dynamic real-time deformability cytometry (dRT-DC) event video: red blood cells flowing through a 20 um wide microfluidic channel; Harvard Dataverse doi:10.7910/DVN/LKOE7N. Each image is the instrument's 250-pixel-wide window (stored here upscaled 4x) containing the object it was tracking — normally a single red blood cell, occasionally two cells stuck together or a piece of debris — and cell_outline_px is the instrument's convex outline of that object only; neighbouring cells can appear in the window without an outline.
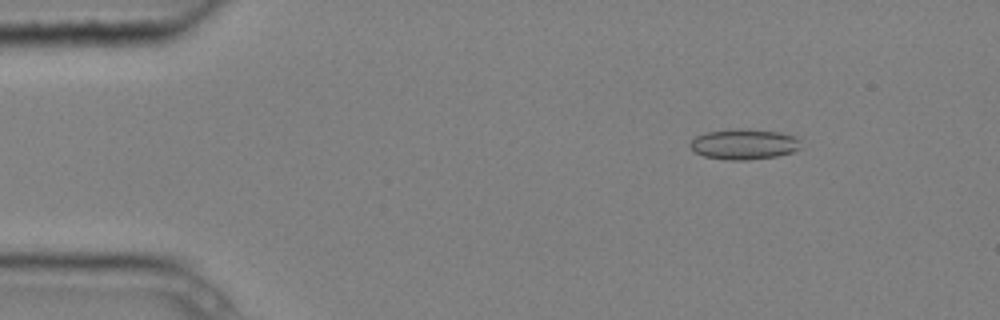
{"species": "common noctule bat (a hibernating species)", "species_latin": "Nyctalus noctula", "temperature_condition": "cold", "stored_images_in_passage": 12, "camera_frame_rate_fps": 3000, "um_per_image_px": 0.085, "animal": {"sex": "male", "body_mass_g": 20.4}, "frame": {"image": 1, "passage_image": 1, "time_ms": 0.0, "image_size_px": [1000, 320], "cell_outline_px": [[800, 148], [792, 152], [776, 156], [748, 160], [728, 160], [704, 156], [696, 152], [688, 144], [696, 136], [708, 132], [736, 128], [748, 128], [780, 132], [796, 136], [800, 140]], "centroid_in_image_um": [63.27, 12.24], "position_along_channel_um": 21.7, "area_um2": 19.77}}
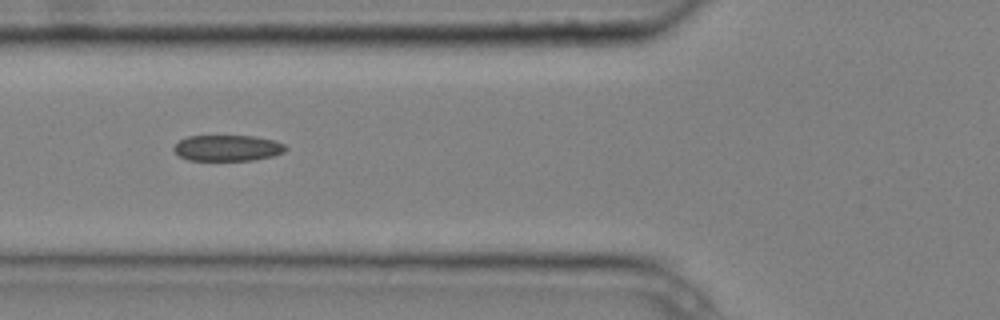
{"frame": {"image": 2, "passage_image": 4, "time_ms": 1.0, "image_size_px": [1000, 320], "cell_outline_px": [[288, 148], [284, 152], [272, 156], [256, 160], [188, 160], [180, 156], [172, 148], [180, 140], [188, 136], [252, 136], [276, 140], [284, 144]], "centroid_in_image_um": [19.37, 12.58], "position_along_channel_um": 106.4, "area_um2": 16.94}}
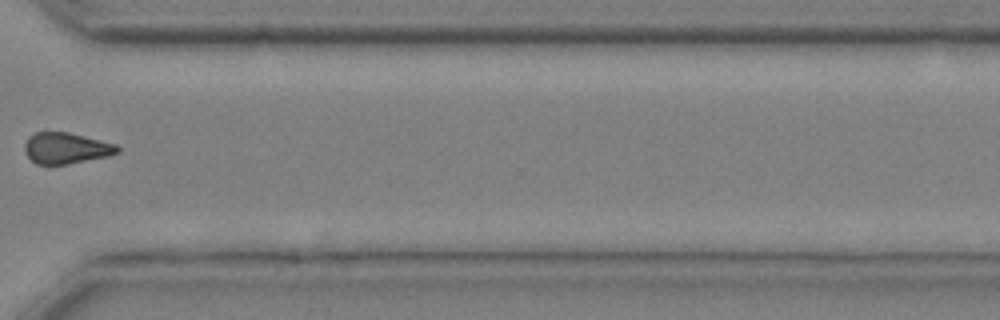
{"frame": {"image": 3, "passage_image": 10, "time_ms": 3.0, "image_size_px": [1000, 320], "cell_outline_px": [[120, 152], [108, 156], [68, 164], [36, 164], [24, 152], [24, 144], [28, 136], [36, 132], [68, 132], [116, 144], [120, 148]], "centroid_in_image_um": [5.61, 12.59], "position_along_channel_um": 365.0, "area_um2": 16.82}}